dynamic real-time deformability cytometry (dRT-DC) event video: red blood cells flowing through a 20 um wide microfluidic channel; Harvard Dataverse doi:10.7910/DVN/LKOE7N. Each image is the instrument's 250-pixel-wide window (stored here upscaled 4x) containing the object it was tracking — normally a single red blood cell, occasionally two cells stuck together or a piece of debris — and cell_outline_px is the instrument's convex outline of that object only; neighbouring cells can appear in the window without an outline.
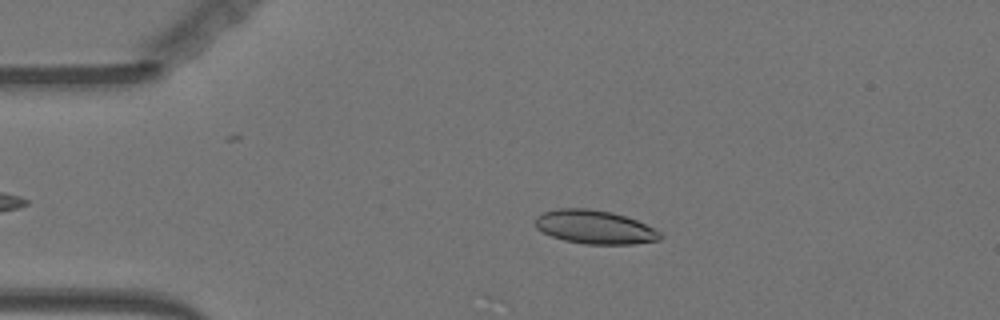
{"species": "Egyptian fruit bat (a non-hibernating species)", "species_latin": "Rousettus aegyptiacus", "temperature_condition": "warm", "stored_images_in_passage": 31, "camera_frame_rate_fps": 3000, "um_per_image_px": 0.085, "animal": {"sex": "female"}, "frame": {"image": 1, "passage_image": 11, "time_ms": 3.333, "image_size_px": [1000, 320], "cell_outline_px": [[664, 236], [660, 240], [632, 244], [584, 244], [564, 240], [552, 236], [536, 228], [536, 216], [544, 212], [560, 208], [588, 208], [612, 212], [636, 220], [660, 232]], "centroid_in_image_um": [50.56, 19.3], "position_along_channel_um": 34.4, "area_um2": 24.33}}
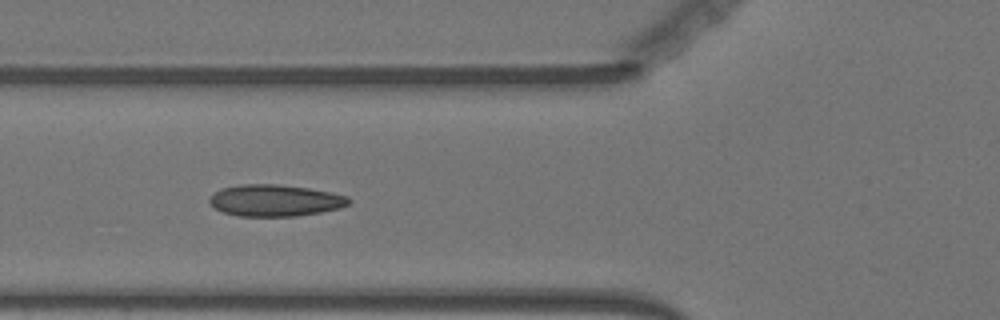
{"frame": {"image": 2, "passage_image": 20, "time_ms": 6.333, "image_size_px": [1000, 320], "cell_outline_px": [[352, 200], [348, 204], [340, 208], [320, 212], [296, 216], [236, 216], [224, 212], [216, 208], [208, 200], [212, 192], [220, 188], [240, 184], [276, 184], [308, 188], [332, 192], [348, 196]], "centroid_in_image_um": [23.37, 17.03], "position_along_channel_um": 102.4, "area_um2": 25.84}}
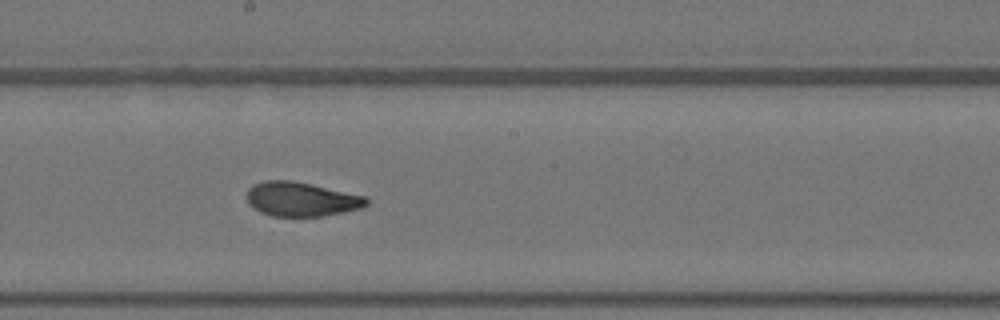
{"frame": {"image": 3, "passage_image": 30, "time_ms": 9.667, "image_size_px": [1000, 320], "cell_outline_px": [[368, 204], [360, 208], [344, 212], [324, 216], [272, 216], [260, 212], [248, 204], [244, 196], [248, 188], [252, 184], [264, 180], [292, 180], [312, 184], [368, 196]], "centroid_in_image_um": [25.58, 16.92], "position_along_channel_um": 222.6, "area_um2": 24.33}}